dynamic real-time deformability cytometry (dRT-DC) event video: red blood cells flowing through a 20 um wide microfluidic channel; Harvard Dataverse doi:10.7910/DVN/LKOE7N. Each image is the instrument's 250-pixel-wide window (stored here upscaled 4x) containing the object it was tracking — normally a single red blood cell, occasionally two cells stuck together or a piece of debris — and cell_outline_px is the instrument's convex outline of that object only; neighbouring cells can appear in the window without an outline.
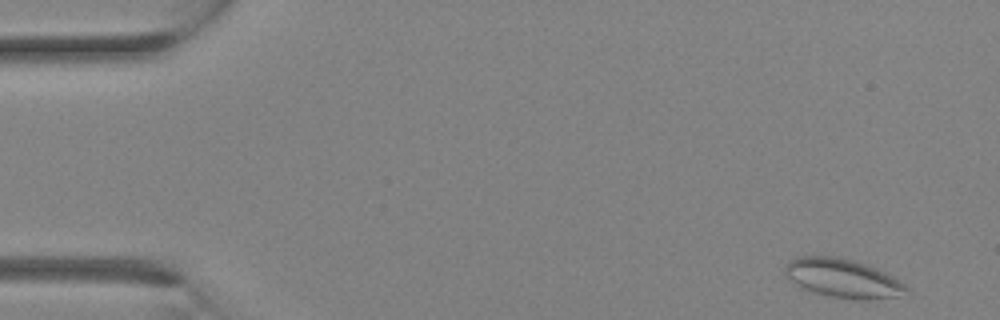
{"species": "Egyptian fruit bat (a non-hibernating species)", "species_latin": "Rousettus aegyptiacus", "temperature_condition": "room temperature", "stored_images_in_passage": 10, "camera_frame_rate_fps": 3000, "um_per_image_px": 0.085, "animal": {"sex": "female"}, "frame": {"image": 1, "passage_image": 1, "time_ms": 0.0, "image_size_px": [1000, 320], "cell_outline_px": [[912, 292], [896, 296], [868, 300], [860, 300], [828, 296], [800, 288], [784, 272], [784, 268], [792, 260], [800, 256], [832, 256], [856, 260], [876, 268], [892, 276], [904, 284]], "centroid_in_image_um": [71.67, 23.66], "position_along_channel_um": 13.3, "area_um2": 27.34}}